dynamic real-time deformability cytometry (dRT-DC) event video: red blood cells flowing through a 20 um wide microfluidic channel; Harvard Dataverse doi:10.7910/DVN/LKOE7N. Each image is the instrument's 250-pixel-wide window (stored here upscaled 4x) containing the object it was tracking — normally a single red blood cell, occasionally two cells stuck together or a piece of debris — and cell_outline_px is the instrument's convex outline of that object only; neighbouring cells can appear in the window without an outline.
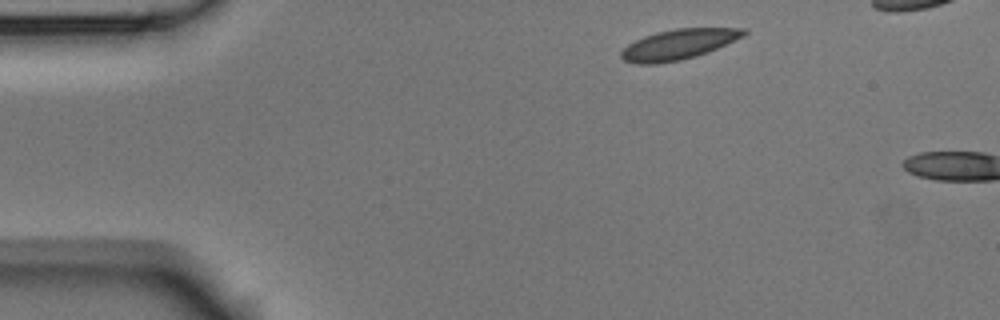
{"species": "Egyptian fruit bat (a non-hibernating species)", "species_latin": "Rousettus aegyptiacus", "temperature_condition": "room temperature", "stored_images_in_passage": 3, "camera_frame_rate_fps": 3000, "um_per_image_px": 0.085, "animal": {"sex": "male"}, "frame": {"image": 1, "passage_image": 1, "time_ms": 0.0, "image_size_px": [1000, 320], "cell_outline_px": [[748, 32], [744, 36], [708, 52], [696, 56], [680, 60], [656, 64], [636, 64], [624, 60], [620, 56], [620, 52], [628, 44], [644, 36], [656, 32], [676, 28], [748, 28]], "centroid_in_image_um": [57.68, 3.77], "position_along_channel_um": 27.3, "area_um2": 21.62}}